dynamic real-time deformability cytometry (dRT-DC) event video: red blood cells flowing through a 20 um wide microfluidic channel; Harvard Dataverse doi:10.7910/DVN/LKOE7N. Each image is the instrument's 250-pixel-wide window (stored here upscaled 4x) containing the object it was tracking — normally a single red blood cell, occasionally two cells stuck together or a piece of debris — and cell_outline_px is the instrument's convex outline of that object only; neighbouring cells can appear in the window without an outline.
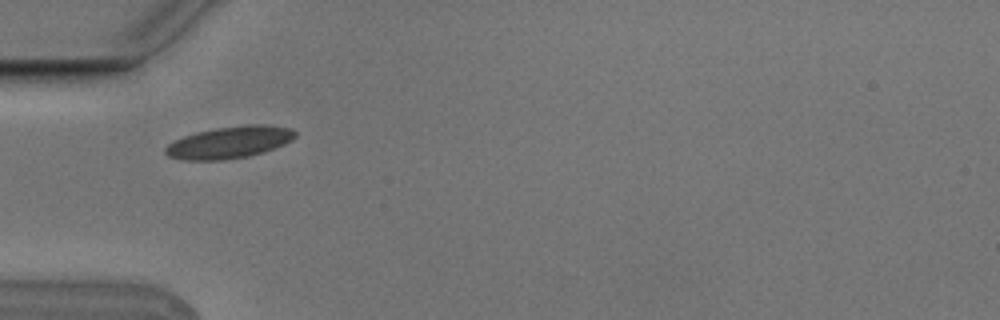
{"species": "Egyptian fruit bat (a non-hibernating species)", "species_latin": "Rousettus aegyptiacus", "temperature_condition": "cold", "stored_images_in_passage": 4, "camera_frame_rate_fps": 3000, "um_per_image_px": 0.085, "animal": {"sex": "male"}, "frame": {"image": 1, "passage_image": 4, "time_ms": 1.0, "image_size_px": [1000, 320], "cell_outline_px": [[296, 136], [292, 140], [284, 144], [248, 156], [220, 160], [184, 160], [168, 156], [164, 152], [164, 148], [168, 144], [184, 136], [196, 132], [216, 128], [248, 124], [264, 124], [292, 128], [296, 132]], "centroid_in_image_um": [19.49, 12.09], "position_along_channel_um": 65.5, "area_um2": 23.99}}